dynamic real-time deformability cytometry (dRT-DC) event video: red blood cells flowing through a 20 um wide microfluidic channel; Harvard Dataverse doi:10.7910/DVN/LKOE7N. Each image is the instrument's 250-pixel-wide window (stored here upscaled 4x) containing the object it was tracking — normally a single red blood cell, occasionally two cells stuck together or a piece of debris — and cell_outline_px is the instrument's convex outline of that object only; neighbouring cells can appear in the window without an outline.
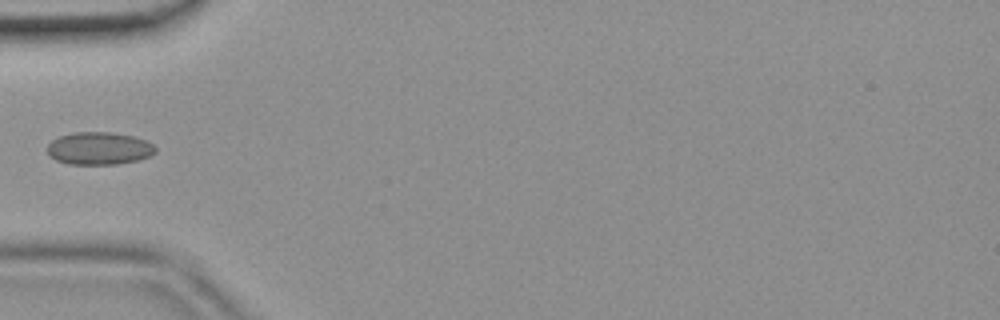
{"species": "common noctule bat (a hibernating species)", "species_latin": "Nyctalus noctula", "temperature_condition": "room temperature", "stored_images_in_passage": 32, "camera_frame_rate_fps": 3000, "um_per_image_px": 0.085, "animal": {"sex": "female", "body_mass_g": 19.9}, "frame": {"image": 1, "passage_image": 1, "time_ms": 0.0, "image_size_px": [1000, 320], "cell_outline_px": [[156, 152], [148, 156], [136, 160], [116, 164], [68, 164], [56, 160], [48, 156], [48, 144], [52, 140], [60, 136], [72, 132], [112, 132], [132, 136], [144, 140], [152, 144], [156, 148]], "centroid_in_image_um": [8.38, 12.61], "position_along_channel_um": 76.6, "area_um2": 20.46}}
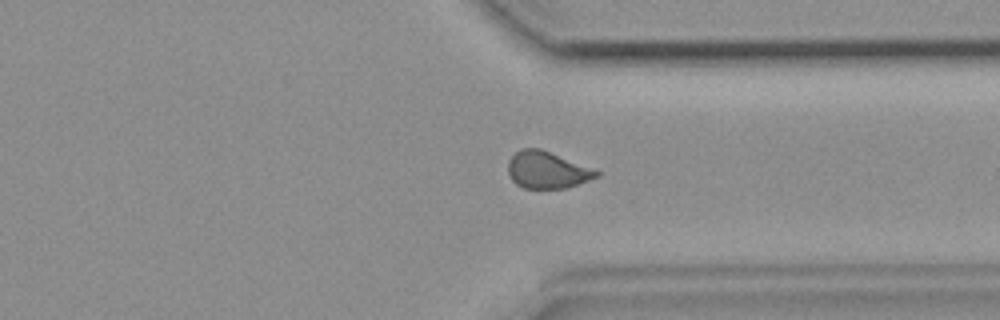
{"frame": {"image": 2, "passage_image": 21, "time_ms": 6.667, "image_size_px": [1000, 320], "cell_outline_px": [[600, 176], [564, 188], [524, 188], [516, 184], [512, 180], [508, 172], [508, 160], [520, 148], [540, 148], [596, 168], [600, 172]], "centroid_in_image_um": [46.53, 14.43], "position_along_channel_um": 364.9, "area_um2": 19.19}}
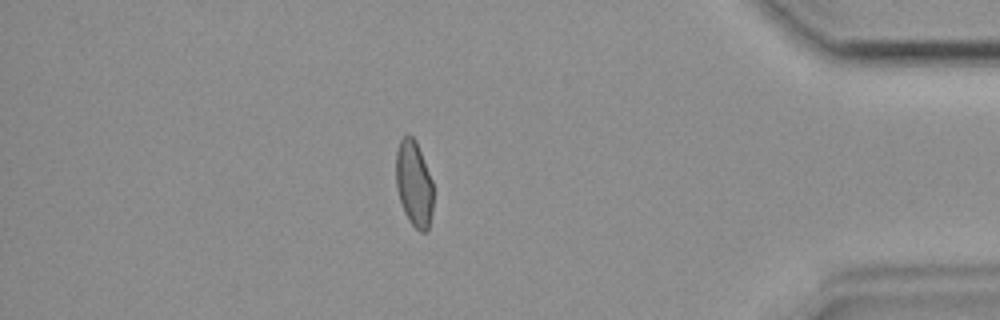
{"frame": {"image": 3, "passage_image": 26, "time_ms": 8.333, "image_size_px": [1000, 320], "cell_outline_px": [[432, 212], [428, 228], [424, 232], [420, 232], [408, 220], [404, 212], [396, 188], [396, 152], [400, 140], [408, 132], [416, 140], [432, 180]], "centroid_in_image_um": [35.17, 15.59], "position_along_channel_um": 400.0, "area_um2": 18.67}}